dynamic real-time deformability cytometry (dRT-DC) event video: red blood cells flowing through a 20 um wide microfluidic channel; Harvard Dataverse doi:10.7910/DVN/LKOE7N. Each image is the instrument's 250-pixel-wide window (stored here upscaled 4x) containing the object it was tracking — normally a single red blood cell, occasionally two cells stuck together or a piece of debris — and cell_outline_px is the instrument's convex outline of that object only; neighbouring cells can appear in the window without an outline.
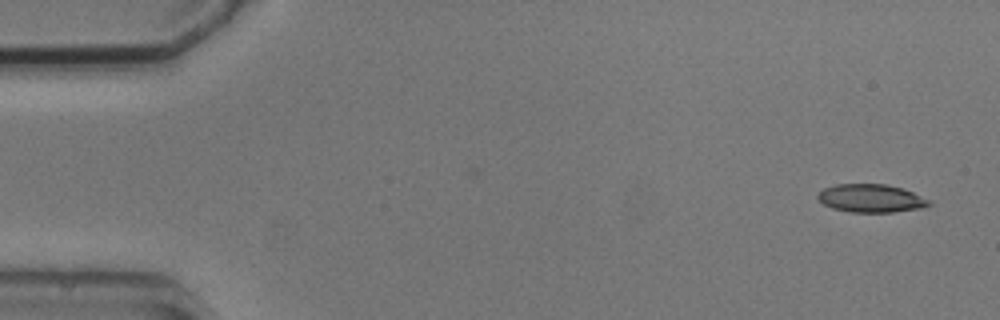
{"species": "common noctule bat (a hibernating species)", "species_latin": "Nyctalus noctula", "temperature_condition": "cold", "stored_images_in_passage": 2, "camera_frame_rate_fps": 3000, "um_per_image_px": 0.085, "animal": {"sex": "male", "body_mass_g": 20.5, "forearm_length_mm": 52.5}, "frame": {"image": 1, "passage_image": 2, "time_ms": 1.333, "image_size_px": [1000, 320], "cell_outline_px": [[932, 204], [920, 208], [892, 212], [852, 212], [832, 208], [824, 204], [816, 196], [824, 188], [836, 184], [888, 184], [912, 192], [932, 200]], "centroid_in_image_um": [74.05, 16.85], "position_along_channel_um": 10.9, "area_um2": 18.15}}